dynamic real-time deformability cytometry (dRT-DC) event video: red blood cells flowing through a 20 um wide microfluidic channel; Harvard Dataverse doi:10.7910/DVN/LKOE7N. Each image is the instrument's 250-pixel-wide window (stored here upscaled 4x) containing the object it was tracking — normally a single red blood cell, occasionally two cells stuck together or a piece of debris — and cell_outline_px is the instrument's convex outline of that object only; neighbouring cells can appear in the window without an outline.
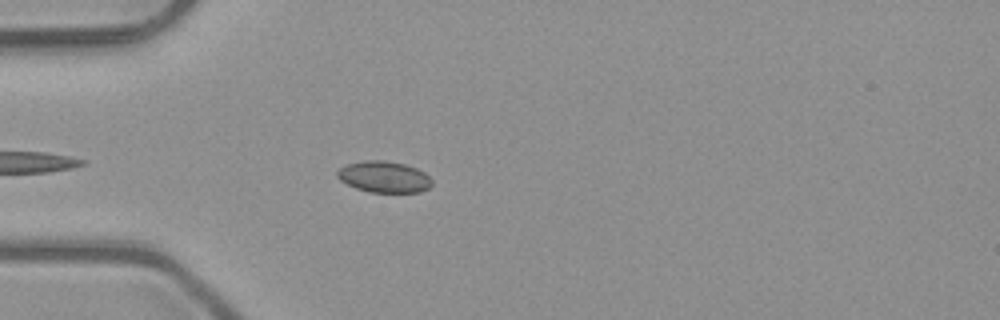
{"species": "common noctule bat (a hibernating species)", "species_latin": "Nyctalus noctula", "temperature_condition": "room temperature", "stored_images_in_passage": 4, "camera_frame_rate_fps": 3000, "um_per_image_px": 0.085, "animal": {"sex": "male", "body_mass_g": 23.1, "forearm_length_mm": 52.7}, "frame": {"image": 1, "passage_image": 4, "time_ms": 1.0, "image_size_px": [1000, 320], "cell_outline_px": [[432, 184], [428, 188], [420, 192], [368, 192], [356, 188], [340, 180], [336, 176], [336, 172], [344, 164], [364, 160], [384, 160], [404, 164], [416, 168], [424, 172], [432, 180]], "centroid_in_image_um": [32.62, 15.02], "position_along_channel_um": 52.4, "area_um2": 17.34}}